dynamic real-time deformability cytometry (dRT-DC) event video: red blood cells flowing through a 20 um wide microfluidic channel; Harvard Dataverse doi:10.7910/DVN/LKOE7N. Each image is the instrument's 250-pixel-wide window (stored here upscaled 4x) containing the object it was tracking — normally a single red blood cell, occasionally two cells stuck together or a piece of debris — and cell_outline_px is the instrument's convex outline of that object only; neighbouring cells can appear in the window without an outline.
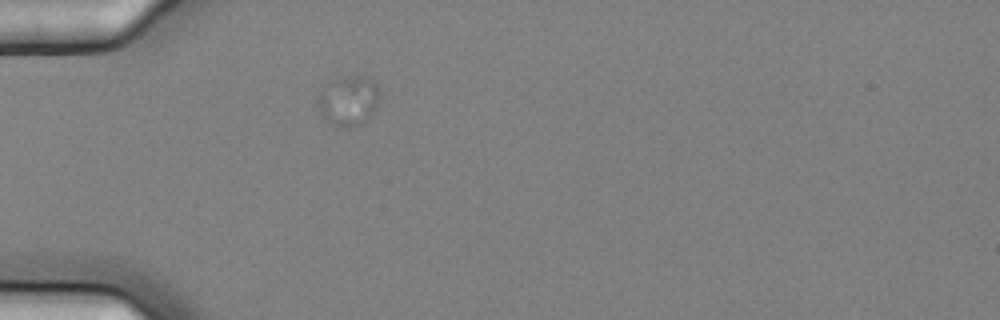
{"species": "common noctule bat (a hibernating species)", "species_latin": "Nyctalus noctula", "temperature_condition": "cold", "stored_images_in_passage": 1, "camera_frame_rate_fps": 3000, "um_per_image_px": 0.085, "animal": {"sex": "female", "body_mass_g": 25.1}, "frame": {"image": 1, "passage_image": 1, "time_ms": 0.0, "image_size_px": [1000, 320], "cell_outline_px": [[380, 96], [376, 108], [360, 124], [348, 128], [344, 128], [332, 124], [320, 112], [316, 96], [328, 80], [344, 76], [372, 76], [376, 80], [380, 88]], "centroid_in_image_um": [29.64, 8.49], "position_along_channel_um": 55.4, "area_um2": 18.44}}